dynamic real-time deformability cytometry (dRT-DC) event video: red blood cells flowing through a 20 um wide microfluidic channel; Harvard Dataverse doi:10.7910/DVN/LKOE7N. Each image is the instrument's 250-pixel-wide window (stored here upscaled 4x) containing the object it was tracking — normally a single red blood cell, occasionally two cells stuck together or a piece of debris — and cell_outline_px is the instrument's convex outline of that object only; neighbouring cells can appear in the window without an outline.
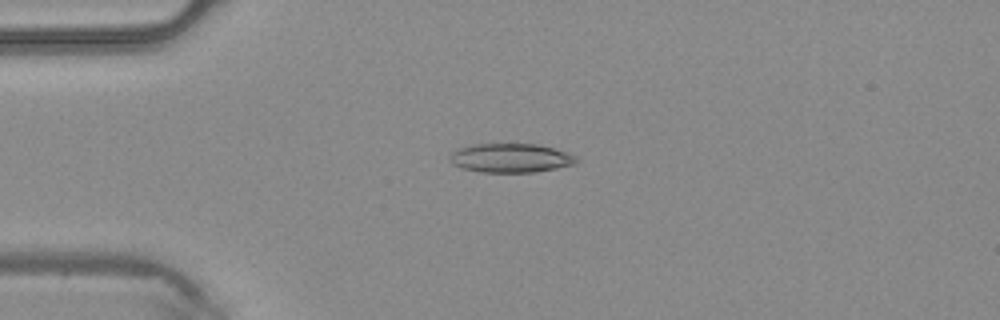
{"species": "common noctule bat (a hibernating species)", "species_latin": "Nyctalus noctula", "temperature_condition": "warm", "stored_images_in_passage": 3, "camera_frame_rate_fps": 3000, "um_per_image_px": 0.085, "animal": {"sex": "male", "body_mass_g": 20.4}, "frame": {"image": 1, "passage_image": 3, "time_ms": 0.667, "image_size_px": [1000, 320], "cell_outline_px": [[580, 160], [572, 164], [556, 168], [536, 172], [480, 172], [460, 168], [452, 164], [448, 160], [448, 152], [456, 148], [472, 144], [536, 144], [568, 152], [576, 156]], "centroid_in_image_um": [43.32, 13.43], "position_along_channel_um": 41.7, "area_um2": 21.73}}